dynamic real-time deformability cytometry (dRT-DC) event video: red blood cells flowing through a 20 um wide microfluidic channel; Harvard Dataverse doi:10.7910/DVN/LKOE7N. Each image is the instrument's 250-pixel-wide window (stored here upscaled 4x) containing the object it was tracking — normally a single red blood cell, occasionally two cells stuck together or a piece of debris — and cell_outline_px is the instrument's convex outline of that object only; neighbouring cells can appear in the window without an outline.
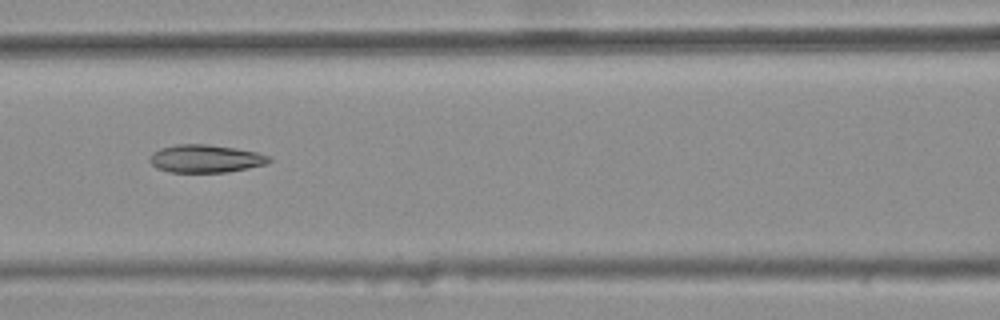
{"species": "common noctule bat (a hibernating species)", "species_latin": "Nyctalus noctula", "temperature_condition": "warm", "stored_images_in_passage": 8, "camera_frame_rate_fps": 3000, "um_per_image_px": 0.085, "animal": {"sex": "female", "body_mass_g": 25.1}, "frame": {"image": 1, "passage_image": 6, "time_ms": 1.667, "image_size_px": [1000, 320], "cell_outline_px": [[272, 160], [264, 164], [248, 168], [228, 172], [168, 172], [156, 168], [148, 160], [152, 152], [160, 148], [176, 144], [208, 144], [236, 148], [256, 152], [268, 156]], "centroid_in_image_um": [17.42, 13.48], "position_along_channel_um": 149.2, "area_um2": 19.42}}
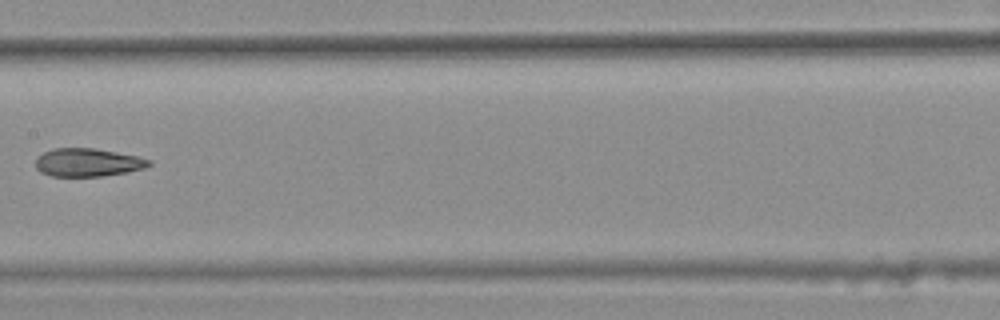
{"frame": {"image": 2, "passage_image": 7, "time_ms": 2.0, "image_size_px": [1000, 320], "cell_outline_px": [[152, 164], [144, 168], [128, 172], [100, 176], [52, 176], [40, 172], [36, 168], [36, 160], [44, 152], [52, 148], [96, 148], [136, 156], [152, 160]], "centroid_in_image_um": [7.47, 13.8], "position_along_channel_um": 199.9, "area_um2": 18.55}}
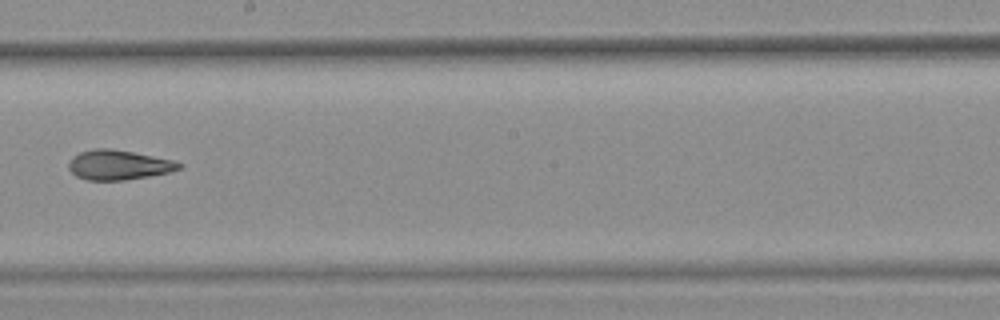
{"frame": {"image": 3, "passage_image": 8, "time_ms": 2.333, "image_size_px": [1000, 320], "cell_outline_px": [[184, 164], [180, 168], [168, 172], [148, 176], [124, 180], [88, 180], [76, 176], [68, 168], [68, 164], [72, 156], [80, 152], [96, 148], [112, 148], [172, 160]], "centroid_in_image_um": [10.04, 14.01], "position_along_channel_um": 238.2, "area_um2": 18.96}}